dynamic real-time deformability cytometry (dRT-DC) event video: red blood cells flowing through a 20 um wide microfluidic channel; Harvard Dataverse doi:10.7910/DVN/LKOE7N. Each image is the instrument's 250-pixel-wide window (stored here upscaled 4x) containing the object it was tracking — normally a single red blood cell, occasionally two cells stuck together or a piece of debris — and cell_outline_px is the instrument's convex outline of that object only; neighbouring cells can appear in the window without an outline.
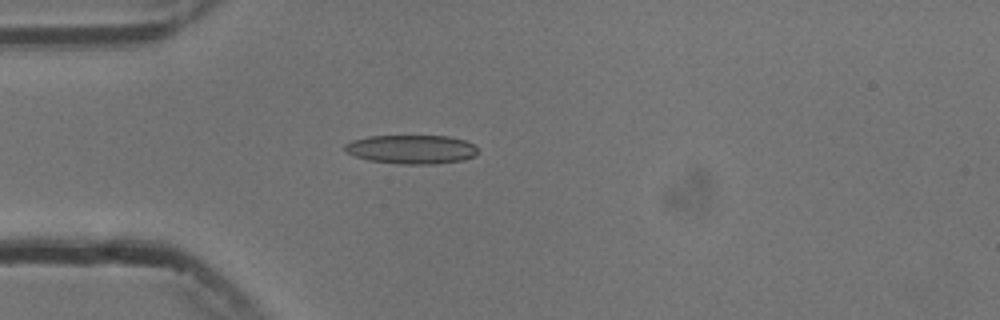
{"species": "common noctule bat (a hibernating species)", "species_latin": "Nyctalus noctula", "temperature_condition": "cold", "stored_images_in_passage": 4, "camera_frame_rate_fps": 3000, "um_per_image_px": 0.085, "animal": {"sex": "male", "body_mass_g": 13.3}, "frame": {"image": 1, "passage_image": 4, "time_ms": 3.333, "image_size_px": [1000, 320], "cell_outline_px": [[476, 156], [464, 160], [436, 164], [404, 164], [368, 160], [356, 156], [348, 152], [344, 148], [344, 144], [352, 140], [368, 136], [448, 136], [464, 140], [476, 144]], "centroid_in_image_um": [35.01, 12.69], "position_along_channel_um": 50.0, "area_um2": 22.43}}